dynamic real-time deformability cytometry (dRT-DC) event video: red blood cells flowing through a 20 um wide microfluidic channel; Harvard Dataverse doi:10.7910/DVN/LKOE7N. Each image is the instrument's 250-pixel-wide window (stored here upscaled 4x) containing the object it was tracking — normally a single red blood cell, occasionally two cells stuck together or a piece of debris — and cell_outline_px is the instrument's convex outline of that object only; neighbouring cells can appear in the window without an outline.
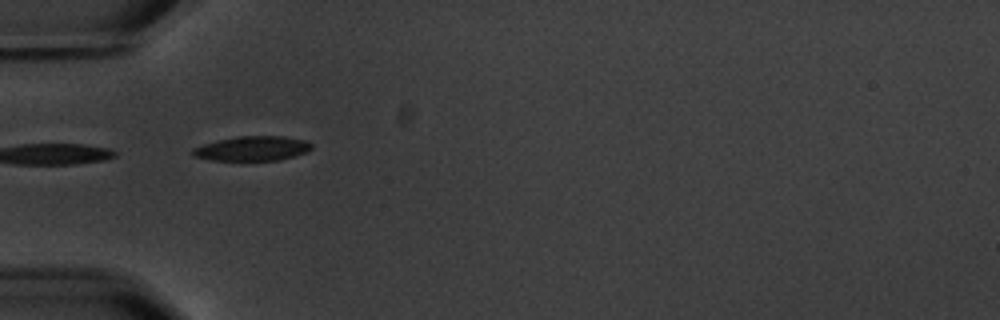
{"species": "common noctule bat (a hibernating species)", "species_latin": "Nyctalus noctula", "temperature_condition": "warm", "stored_images_in_passage": 10, "camera_frame_rate_fps": 3000, "um_per_image_px": 0.085, "animal": {"sex": "male", "body_mass_g": 20.1, "forearm_length_mm": 53.5}, "frame": {"image": 1, "passage_image": 4, "time_ms": 3.667, "image_size_px": [1000, 320], "cell_outline_px": [[312, 148], [308, 152], [280, 160], [212, 160], [192, 156], [192, 148], [204, 144], [220, 140], [240, 136], [284, 136], [304, 140], [312, 144]], "centroid_in_image_um": [21.48, 12.62], "position_along_channel_um": 63.5, "area_um2": 16.94}}
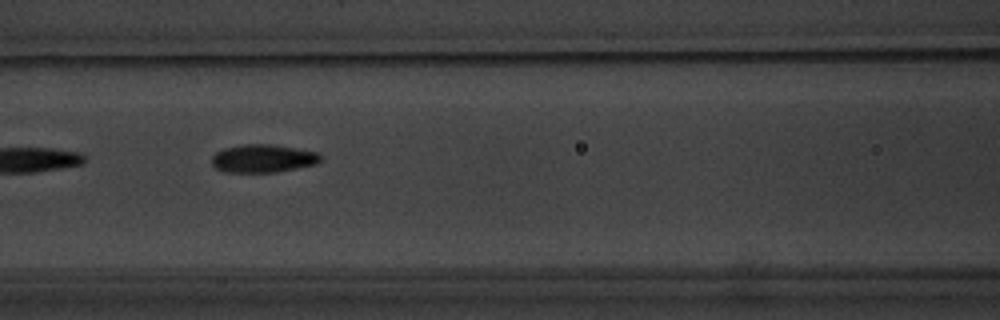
{"frame": {"image": 2, "passage_image": 6, "time_ms": 6.0, "image_size_px": [1000, 320], "cell_outline_px": [[320, 160], [316, 164], [276, 172], [224, 172], [216, 168], [212, 164], [212, 156], [216, 152], [224, 148], [240, 144], [268, 144], [316, 152], [320, 156]], "centroid_in_image_um": [22.29, 13.47], "position_along_channel_um": 144.3, "area_um2": 17.57}}
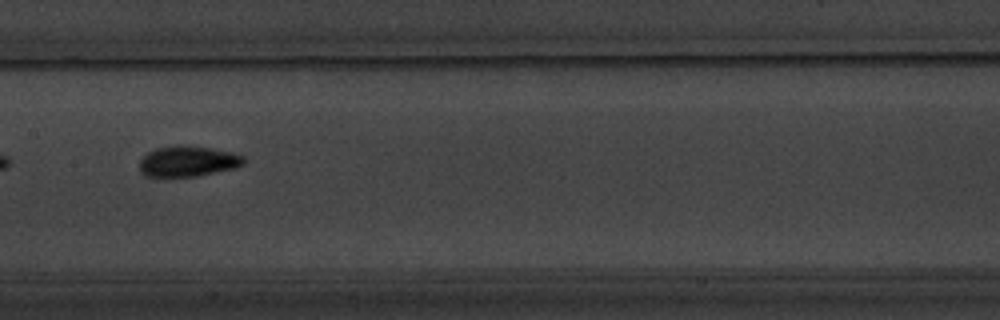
{"frame": {"image": 3, "passage_image": 7, "time_ms": 7.333, "image_size_px": [1000, 320], "cell_outline_px": [[244, 164], [236, 168], [196, 176], [144, 176], [140, 168], [140, 160], [148, 152], [156, 148], [176, 144], [184, 144], [212, 148], [232, 152], [244, 156]], "centroid_in_image_um": [15.99, 13.69], "position_along_channel_um": 191.4, "area_um2": 18.73}}